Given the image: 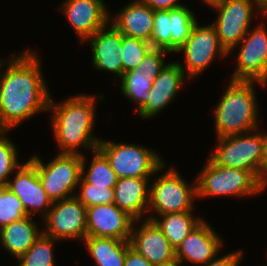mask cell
<instances>
[{
	"mask_svg": "<svg viewBox=\"0 0 267 266\" xmlns=\"http://www.w3.org/2000/svg\"><path fill=\"white\" fill-rule=\"evenodd\" d=\"M267 15V7L263 10V16Z\"/></svg>",
	"mask_w": 267,
	"mask_h": 266,
	"instance_id": "42",
	"label": "cell"
},
{
	"mask_svg": "<svg viewBox=\"0 0 267 266\" xmlns=\"http://www.w3.org/2000/svg\"><path fill=\"white\" fill-rule=\"evenodd\" d=\"M170 53L163 49L152 48L141 63L135 68L148 75V77L155 78L160 74V71L164 68L165 54Z\"/></svg>",
	"mask_w": 267,
	"mask_h": 266,
	"instance_id": "33",
	"label": "cell"
},
{
	"mask_svg": "<svg viewBox=\"0 0 267 266\" xmlns=\"http://www.w3.org/2000/svg\"><path fill=\"white\" fill-rule=\"evenodd\" d=\"M87 236L130 240L134 220L113 204L86 207Z\"/></svg>",
	"mask_w": 267,
	"mask_h": 266,
	"instance_id": "15",
	"label": "cell"
},
{
	"mask_svg": "<svg viewBox=\"0 0 267 266\" xmlns=\"http://www.w3.org/2000/svg\"><path fill=\"white\" fill-rule=\"evenodd\" d=\"M26 216L18 197L6 186H0V229Z\"/></svg>",
	"mask_w": 267,
	"mask_h": 266,
	"instance_id": "29",
	"label": "cell"
},
{
	"mask_svg": "<svg viewBox=\"0 0 267 266\" xmlns=\"http://www.w3.org/2000/svg\"><path fill=\"white\" fill-rule=\"evenodd\" d=\"M149 179L125 177L114 186V204L134 220H141L148 212Z\"/></svg>",
	"mask_w": 267,
	"mask_h": 266,
	"instance_id": "21",
	"label": "cell"
},
{
	"mask_svg": "<svg viewBox=\"0 0 267 266\" xmlns=\"http://www.w3.org/2000/svg\"><path fill=\"white\" fill-rule=\"evenodd\" d=\"M222 239L204 219L185 237L175 250L176 260L201 265L216 258L222 248Z\"/></svg>",
	"mask_w": 267,
	"mask_h": 266,
	"instance_id": "17",
	"label": "cell"
},
{
	"mask_svg": "<svg viewBox=\"0 0 267 266\" xmlns=\"http://www.w3.org/2000/svg\"><path fill=\"white\" fill-rule=\"evenodd\" d=\"M257 130L217 138L210 159L222 167L251 171L261 181L264 132L257 133Z\"/></svg>",
	"mask_w": 267,
	"mask_h": 266,
	"instance_id": "6",
	"label": "cell"
},
{
	"mask_svg": "<svg viewBox=\"0 0 267 266\" xmlns=\"http://www.w3.org/2000/svg\"><path fill=\"white\" fill-rule=\"evenodd\" d=\"M207 5H209V7H215L216 5H219L223 2H225L226 0H203Z\"/></svg>",
	"mask_w": 267,
	"mask_h": 266,
	"instance_id": "38",
	"label": "cell"
},
{
	"mask_svg": "<svg viewBox=\"0 0 267 266\" xmlns=\"http://www.w3.org/2000/svg\"><path fill=\"white\" fill-rule=\"evenodd\" d=\"M242 251L230 252L227 255L213 258L202 264L203 266H238L242 258Z\"/></svg>",
	"mask_w": 267,
	"mask_h": 266,
	"instance_id": "34",
	"label": "cell"
},
{
	"mask_svg": "<svg viewBox=\"0 0 267 266\" xmlns=\"http://www.w3.org/2000/svg\"><path fill=\"white\" fill-rule=\"evenodd\" d=\"M263 10L267 7V0H254Z\"/></svg>",
	"mask_w": 267,
	"mask_h": 266,
	"instance_id": "40",
	"label": "cell"
},
{
	"mask_svg": "<svg viewBox=\"0 0 267 266\" xmlns=\"http://www.w3.org/2000/svg\"><path fill=\"white\" fill-rule=\"evenodd\" d=\"M81 186V192L75 197L82 202L86 207H91L99 204L114 203V188H105L89 184L80 179L78 187Z\"/></svg>",
	"mask_w": 267,
	"mask_h": 266,
	"instance_id": "32",
	"label": "cell"
},
{
	"mask_svg": "<svg viewBox=\"0 0 267 266\" xmlns=\"http://www.w3.org/2000/svg\"><path fill=\"white\" fill-rule=\"evenodd\" d=\"M261 182L267 187V133H264L263 156L261 159Z\"/></svg>",
	"mask_w": 267,
	"mask_h": 266,
	"instance_id": "37",
	"label": "cell"
},
{
	"mask_svg": "<svg viewBox=\"0 0 267 266\" xmlns=\"http://www.w3.org/2000/svg\"><path fill=\"white\" fill-rule=\"evenodd\" d=\"M154 266H181V264L175 259L173 261L161 263V264H156Z\"/></svg>",
	"mask_w": 267,
	"mask_h": 266,
	"instance_id": "39",
	"label": "cell"
},
{
	"mask_svg": "<svg viewBox=\"0 0 267 266\" xmlns=\"http://www.w3.org/2000/svg\"><path fill=\"white\" fill-rule=\"evenodd\" d=\"M258 25L248 31L240 43L237 67L230 78L233 81H255L267 84V29ZM242 43V45H241Z\"/></svg>",
	"mask_w": 267,
	"mask_h": 266,
	"instance_id": "12",
	"label": "cell"
},
{
	"mask_svg": "<svg viewBox=\"0 0 267 266\" xmlns=\"http://www.w3.org/2000/svg\"><path fill=\"white\" fill-rule=\"evenodd\" d=\"M144 4L155 10H170L185 6L179 0H141Z\"/></svg>",
	"mask_w": 267,
	"mask_h": 266,
	"instance_id": "36",
	"label": "cell"
},
{
	"mask_svg": "<svg viewBox=\"0 0 267 266\" xmlns=\"http://www.w3.org/2000/svg\"><path fill=\"white\" fill-rule=\"evenodd\" d=\"M98 149L106 156L118 179L150 178L165 167L154 150L139 144L100 140Z\"/></svg>",
	"mask_w": 267,
	"mask_h": 266,
	"instance_id": "5",
	"label": "cell"
},
{
	"mask_svg": "<svg viewBox=\"0 0 267 266\" xmlns=\"http://www.w3.org/2000/svg\"><path fill=\"white\" fill-rule=\"evenodd\" d=\"M123 73L134 69L153 48L150 43L122 34Z\"/></svg>",
	"mask_w": 267,
	"mask_h": 266,
	"instance_id": "30",
	"label": "cell"
},
{
	"mask_svg": "<svg viewBox=\"0 0 267 266\" xmlns=\"http://www.w3.org/2000/svg\"><path fill=\"white\" fill-rule=\"evenodd\" d=\"M195 17L186 6L170 10H155L150 38L151 46L176 53L189 38L197 22Z\"/></svg>",
	"mask_w": 267,
	"mask_h": 266,
	"instance_id": "11",
	"label": "cell"
},
{
	"mask_svg": "<svg viewBox=\"0 0 267 266\" xmlns=\"http://www.w3.org/2000/svg\"><path fill=\"white\" fill-rule=\"evenodd\" d=\"M30 160L36 165L38 177L52 202L76 195L73 193L81 179L82 154L58 153L47 164L36 155Z\"/></svg>",
	"mask_w": 267,
	"mask_h": 266,
	"instance_id": "7",
	"label": "cell"
},
{
	"mask_svg": "<svg viewBox=\"0 0 267 266\" xmlns=\"http://www.w3.org/2000/svg\"><path fill=\"white\" fill-rule=\"evenodd\" d=\"M83 242L96 266H124L129 240L87 236Z\"/></svg>",
	"mask_w": 267,
	"mask_h": 266,
	"instance_id": "24",
	"label": "cell"
},
{
	"mask_svg": "<svg viewBox=\"0 0 267 266\" xmlns=\"http://www.w3.org/2000/svg\"><path fill=\"white\" fill-rule=\"evenodd\" d=\"M120 79V90L124 94V97L130 99L131 102H135L139 110L148 100L155 78L148 77V75L134 68L124 72Z\"/></svg>",
	"mask_w": 267,
	"mask_h": 266,
	"instance_id": "27",
	"label": "cell"
},
{
	"mask_svg": "<svg viewBox=\"0 0 267 266\" xmlns=\"http://www.w3.org/2000/svg\"><path fill=\"white\" fill-rule=\"evenodd\" d=\"M92 152L94 155L87 171H85V155L82 154L81 179L86 183L94 184L96 186L114 188L118 177L115 171L111 168L108 159L98 148Z\"/></svg>",
	"mask_w": 267,
	"mask_h": 266,
	"instance_id": "26",
	"label": "cell"
},
{
	"mask_svg": "<svg viewBox=\"0 0 267 266\" xmlns=\"http://www.w3.org/2000/svg\"><path fill=\"white\" fill-rule=\"evenodd\" d=\"M192 213L193 211H185L157 215L156 217L150 214V217L146 218L157 224L171 246L176 250L185 237L203 220L200 217H195Z\"/></svg>",
	"mask_w": 267,
	"mask_h": 266,
	"instance_id": "25",
	"label": "cell"
},
{
	"mask_svg": "<svg viewBox=\"0 0 267 266\" xmlns=\"http://www.w3.org/2000/svg\"><path fill=\"white\" fill-rule=\"evenodd\" d=\"M16 172L15 178L8 181L6 187L22 202L27 216L42 212L44 219L53 202L43 188L36 165L29 159Z\"/></svg>",
	"mask_w": 267,
	"mask_h": 266,
	"instance_id": "14",
	"label": "cell"
},
{
	"mask_svg": "<svg viewBox=\"0 0 267 266\" xmlns=\"http://www.w3.org/2000/svg\"><path fill=\"white\" fill-rule=\"evenodd\" d=\"M253 1L226 0L213 7L218 12V17L212 25L216 30L220 44L228 54L238 46L250 30L255 6L257 11H260L259 14L263 15V9Z\"/></svg>",
	"mask_w": 267,
	"mask_h": 266,
	"instance_id": "9",
	"label": "cell"
},
{
	"mask_svg": "<svg viewBox=\"0 0 267 266\" xmlns=\"http://www.w3.org/2000/svg\"><path fill=\"white\" fill-rule=\"evenodd\" d=\"M63 11L81 44L96 31L109 24L110 14L103 0H65Z\"/></svg>",
	"mask_w": 267,
	"mask_h": 266,
	"instance_id": "16",
	"label": "cell"
},
{
	"mask_svg": "<svg viewBox=\"0 0 267 266\" xmlns=\"http://www.w3.org/2000/svg\"><path fill=\"white\" fill-rule=\"evenodd\" d=\"M124 266H154L131 246L126 251Z\"/></svg>",
	"mask_w": 267,
	"mask_h": 266,
	"instance_id": "35",
	"label": "cell"
},
{
	"mask_svg": "<svg viewBox=\"0 0 267 266\" xmlns=\"http://www.w3.org/2000/svg\"><path fill=\"white\" fill-rule=\"evenodd\" d=\"M26 216L20 220L13 221L0 229V243L7 252L17 259L24 254L43 233L39 231L37 223Z\"/></svg>",
	"mask_w": 267,
	"mask_h": 266,
	"instance_id": "23",
	"label": "cell"
},
{
	"mask_svg": "<svg viewBox=\"0 0 267 266\" xmlns=\"http://www.w3.org/2000/svg\"><path fill=\"white\" fill-rule=\"evenodd\" d=\"M185 76L177 61L166 64L160 74L155 77L148 100L138 110L140 117L152 118L164 110L184 84Z\"/></svg>",
	"mask_w": 267,
	"mask_h": 266,
	"instance_id": "19",
	"label": "cell"
},
{
	"mask_svg": "<svg viewBox=\"0 0 267 266\" xmlns=\"http://www.w3.org/2000/svg\"><path fill=\"white\" fill-rule=\"evenodd\" d=\"M43 233L54 239H81L87 237L86 206L75 196L54 201L47 216Z\"/></svg>",
	"mask_w": 267,
	"mask_h": 266,
	"instance_id": "13",
	"label": "cell"
},
{
	"mask_svg": "<svg viewBox=\"0 0 267 266\" xmlns=\"http://www.w3.org/2000/svg\"><path fill=\"white\" fill-rule=\"evenodd\" d=\"M199 174L196 179L198 198L207 196L247 197L260 194L266 188L251 171L222 167L215 164L210 158Z\"/></svg>",
	"mask_w": 267,
	"mask_h": 266,
	"instance_id": "4",
	"label": "cell"
},
{
	"mask_svg": "<svg viewBox=\"0 0 267 266\" xmlns=\"http://www.w3.org/2000/svg\"><path fill=\"white\" fill-rule=\"evenodd\" d=\"M0 124L6 131L40 112L48 111L51 94L44 81L39 56L29 49L0 59Z\"/></svg>",
	"mask_w": 267,
	"mask_h": 266,
	"instance_id": "1",
	"label": "cell"
},
{
	"mask_svg": "<svg viewBox=\"0 0 267 266\" xmlns=\"http://www.w3.org/2000/svg\"><path fill=\"white\" fill-rule=\"evenodd\" d=\"M6 130L4 127L0 124V135L3 134Z\"/></svg>",
	"mask_w": 267,
	"mask_h": 266,
	"instance_id": "41",
	"label": "cell"
},
{
	"mask_svg": "<svg viewBox=\"0 0 267 266\" xmlns=\"http://www.w3.org/2000/svg\"><path fill=\"white\" fill-rule=\"evenodd\" d=\"M178 172L173 167L154 180L149 187L148 212L164 215L194 210L197 181L195 179L193 184H188Z\"/></svg>",
	"mask_w": 267,
	"mask_h": 266,
	"instance_id": "8",
	"label": "cell"
},
{
	"mask_svg": "<svg viewBox=\"0 0 267 266\" xmlns=\"http://www.w3.org/2000/svg\"><path fill=\"white\" fill-rule=\"evenodd\" d=\"M95 96L79 94L55 104L52 97L48 111L52 112V128L61 151L59 153L82 154L78 148L89 151L98 148L101 138L93 134L95 124Z\"/></svg>",
	"mask_w": 267,
	"mask_h": 266,
	"instance_id": "2",
	"label": "cell"
},
{
	"mask_svg": "<svg viewBox=\"0 0 267 266\" xmlns=\"http://www.w3.org/2000/svg\"><path fill=\"white\" fill-rule=\"evenodd\" d=\"M214 111L217 138L258 129L255 81H233Z\"/></svg>",
	"mask_w": 267,
	"mask_h": 266,
	"instance_id": "3",
	"label": "cell"
},
{
	"mask_svg": "<svg viewBox=\"0 0 267 266\" xmlns=\"http://www.w3.org/2000/svg\"><path fill=\"white\" fill-rule=\"evenodd\" d=\"M7 132L9 131H5L0 135V186H6L10 174H14L22 165L18 162V151L13 144L14 142L9 140V137H6Z\"/></svg>",
	"mask_w": 267,
	"mask_h": 266,
	"instance_id": "31",
	"label": "cell"
},
{
	"mask_svg": "<svg viewBox=\"0 0 267 266\" xmlns=\"http://www.w3.org/2000/svg\"><path fill=\"white\" fill-rule=\"evenodd\" d=\"M182 51L186 66L182 65L181 62L178 63L184 74H187V79L203 73L217 55L221 58L229 55L220 44L213 25L199 26L198 22L194 24L189 38L176 53Z\"/></svg>",
	"mask_w": 267,
	"mask_h": 266,
	"instance_id": "10",
	"label": "cell"
},
{
	"mask_svg": "<svg viewBox=\"0 0 267 266\" xmlns=\"http://www.w3.org/2000/svg\"><path fill=\"white\" fill-rule=\"evenodd\" d=\"M59 240L47 236L44 233L34 244L22 254L18 260V266H55L53 243Z\"/></svg>",
	"mask_w": 267,
	"mask_h": 266,
	"instance_id": "28",
	"label": "cell"
},
{
	"mask_svg": "<svg viewBox=\"0 0 267 266\" xmlns=\"http://www.w3.org/2000/svg\"><path fill=\"white\" fill-rule=\"evenodd\" d=\"M144 216L145 220L139 230L134 229L133 223L130 246L153 265L175 260V249L157 224Z\"/></svg>",
	"mask_w": 267,
	"mask_h": 266,
	"instance_id": "20",
	"label": "cell"
},
{
	"mask_svg": "<svg viewBox=\"0 0 267 266\" xmlns=\"http://www.w3.org/2000/svg\"><path fill=\"white\" fill-rule=\"evenodd\" d=\"M85 41H90L95 69L114 73L118 78L123 76L122 33L117 28L106 24Z\"/></svg>",
	"mask_w": 267,
	"mask_h": 266,
	"instance_id": "18",
	"label": "cell"
},
{
	"mask_svg": "<svg viewBox=\"0 0 267 266\" xmlns=\"http://www.w3.org/2000/svg\"><path fill=\"white\" fill-rule=\"evenodd\" d=\"M110 23L123 35L150 43L154 22V10L141 0H135L123 6Z\"/></svg>",
	"mask_w": 267,
	"mask_h": 266,
	"instance_id": "22",
	"label": "cell"
}]
</instances>
